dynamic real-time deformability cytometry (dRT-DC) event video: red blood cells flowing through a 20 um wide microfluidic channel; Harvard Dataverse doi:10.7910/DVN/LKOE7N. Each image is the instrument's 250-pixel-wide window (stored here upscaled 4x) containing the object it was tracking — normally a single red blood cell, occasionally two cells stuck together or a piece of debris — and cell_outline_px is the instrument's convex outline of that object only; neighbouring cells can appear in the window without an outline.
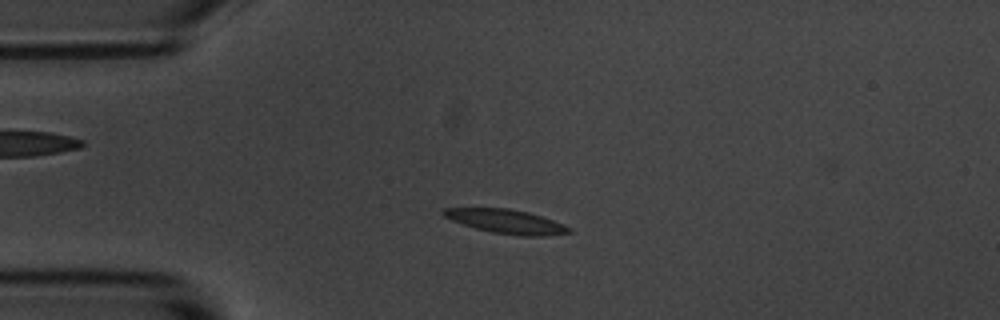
{"species": "common noctule bat (a hibernating species)", "species_latin": "Nyctalus noctula", "temperature_condition": "room temperature", "stored_images_in_passage": 9, "camera_frame_rate_fps": 3000, "um_per_image_px": 0.085, "animal": {"sex": "male", "body_mass_g": 20.1, "forearm_length_mm": 53.5}, "frame": {"image": 1, "passage_image": 3, "time_ms": 3.0, "image_size_px": [1000, 320], "cell_outline_px": [[572, 232], [548, 236], [520, 236], [492, 232], [476, 228], [452, 220], [444, 216], [440, 212], [444, 208], [508, 208], [528, 212], [564, 224], [572, 228]], "centroid_in_image_um": [43.06, 18.83], "position_along_channel_um": 41.9, "area_um2": 17.51}}
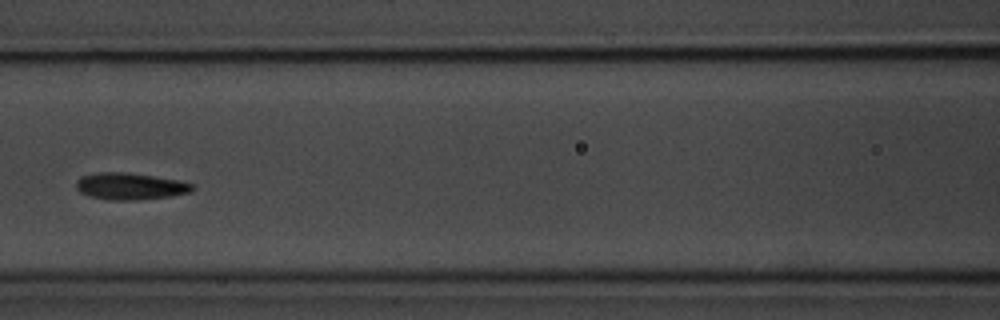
{"frame": {"image": 2, "passage_image": 6, "time_ms": 6.667, "image_size_px": [1000, 320], "cell_outline_px": [[196, 188], [192, 192], [168, 196], [136, 200], [108, 200], [88, 196], [80, 192], [76, 188], [76, 180], [80, 176], [96, 172], [124, 172], [180, 180], [192, 184]], "centroid_in_image_um": [11.03, 15.83], "position_along_channel_um": 155.6, "area_um2": 18.26}}
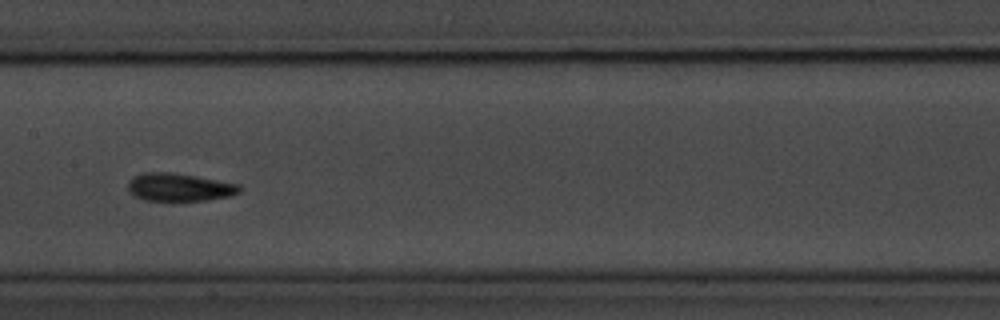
{"frame": {"image": 3, "passage_image": 7, "time_ms": 7.667, "image_size_px": [1000, 320], "cell_outline_px": [[244, 188], [240, 192], [232, 196], [208, 200], [144, 200], [132, 196], [128, 192], [128, 180], [132, 176], [144, 172], [168, 172], [196, 176], [240, 184]], "centroid_in_image_um": [15.24, 15.91], "position_along_channel_um": 192.2, "area_um2": 18.44}}